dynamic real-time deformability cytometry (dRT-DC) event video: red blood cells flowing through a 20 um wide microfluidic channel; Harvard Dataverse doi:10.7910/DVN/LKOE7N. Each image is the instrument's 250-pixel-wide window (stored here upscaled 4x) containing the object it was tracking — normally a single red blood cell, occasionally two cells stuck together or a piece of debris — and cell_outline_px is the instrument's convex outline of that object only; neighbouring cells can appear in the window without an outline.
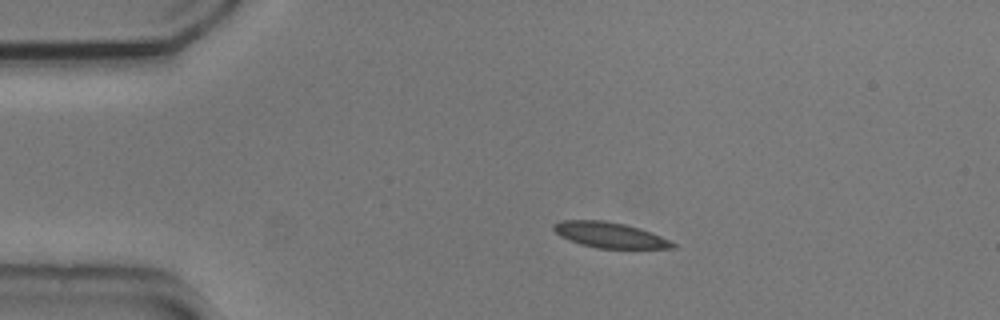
{"species": "common noctule bat (a hibernating species)", "species_latin": "Nyctalus noctula", "temperature_condition": "cold", "stored_images_in_passage": 45, "camera_frame_rate_fps": 3000, "um_per_image_px": 0.085, "animal": {"sex": "male", "body_mass_g": 20.5, "forearm_length_mm": 52.5}, "frame": {"image": 1, "passage_image": 1, "time_ms": 0.0, "image_size_px": [1000, 320], "cell_outline_px": [[676, 248], [596, 248], [580, 244], [560, 236], [552, 228], [552, 224], [560, 220], [604, 220], [624, 224], [640, 228], [652, 232], [676, 244]], "centroid_in_image_um": [51.8, 19.96], "position_along_channel_um": 33.2, "area_um2": 17.69}}
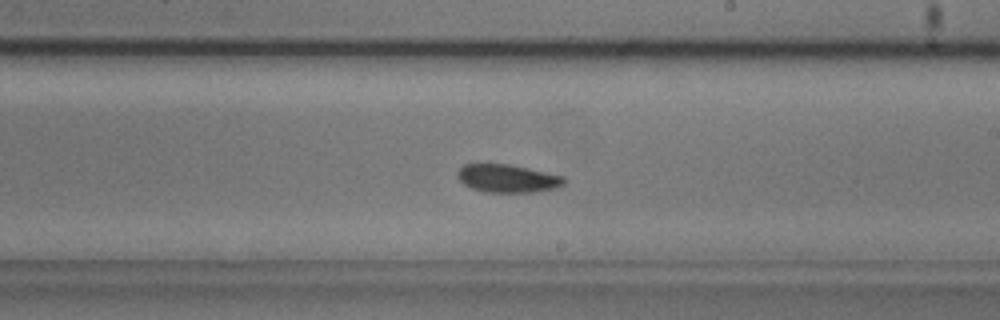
{"frame": {"image": 2, "passage_image": 22, "time_ms": 7.0, "image_size_px": [1000, 320], "cell_outline_px": [[568, 180], [564, 184], [556, 188], [532, 192], [488, 192], [472, 188], [464, 184], [456, 176], [456, 172], [464, 164], [508, 164], [528, 168], [564, 176]], "centroid_in_image_um": [43.16, 15.16], "position_along_channel_um": 245.8, "area_um2": 17.4}}
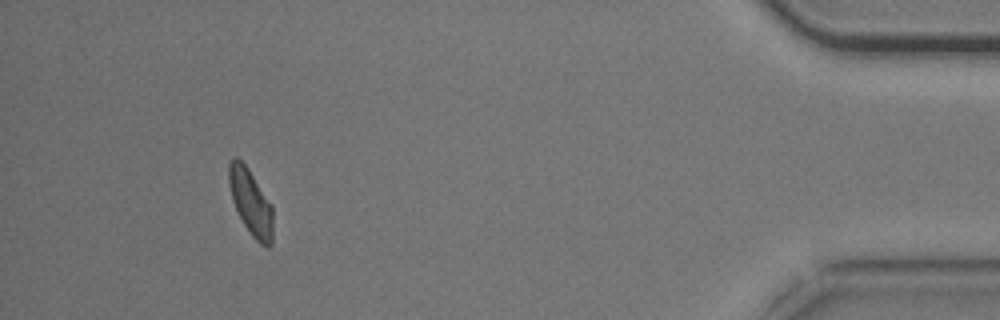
{"frame": {"image": 3, "passage_image": 41, "time_ms": 13.333, "image_size_px": [1000, 320], "cell_outline_px": [[272, 244], [268, 248], [260, 244], [252, 236], [244, 224], [232, 200], [228, 184], [228, 164], [236, 156], [248, 168], [272, 204]], "centroid_in_image_um": [21.31, 17.19], "position_along_channel_um": 413.9, "area_um2": 16.88}, "authors_computed_cell_mechanics": {"area_um2": 17.5134, "velocity_mm_per_s": 3.657, "shape_relaxation_time_tau1_ms": 9.6976, "shape_relaxation_time_tau2_ms": null, "deformation_change_tau1": 0.1741, "deformation_change_tau2": null}}